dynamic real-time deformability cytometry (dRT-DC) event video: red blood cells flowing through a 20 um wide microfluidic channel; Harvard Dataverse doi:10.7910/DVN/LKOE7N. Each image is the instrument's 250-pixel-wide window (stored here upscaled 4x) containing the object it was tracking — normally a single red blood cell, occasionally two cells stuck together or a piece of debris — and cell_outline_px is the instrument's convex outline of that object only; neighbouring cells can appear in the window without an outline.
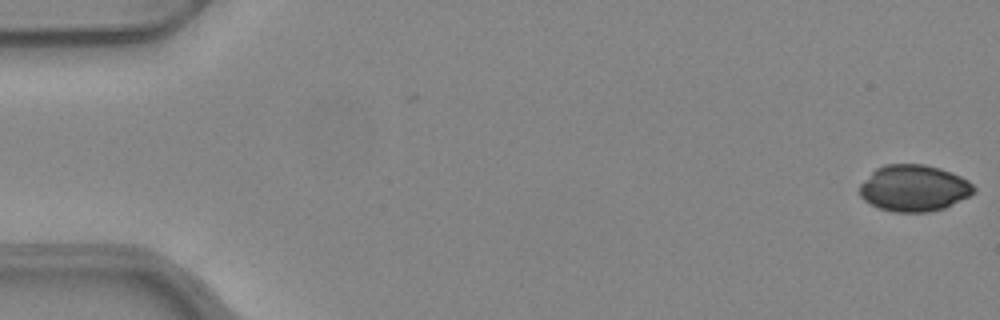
{"species": "common noctule bat (a hibernating species)", "species_latin": "Nyctalus noctula", "temperature_condition": "warm", "stored_images_in_passage": 5, "camera_frame_rate_fps": 3000, "um_per_image_px": 0.085, "animal": {"sex": "female", "body_mass_g": 24.6, "forearm_length_mm": 56.2}, "frame": {"image": 1, "passage_image": 5, "time_ms": 1.333, "image_size_px": [1000, 320], "cell_outline_px": [[976, 192], [944, 208], [928, 212], [896, 212], [880, 208], [864, 200], [860, 196], [860, 184], [876, 168], [884, 164], [924, 164], [940, 168], [952, 172], [968, 180], [976, 188]], "centroid_in_image_um": [77.69, 15.98], "position_along_channel_um": 7.3, "area_um2": 30.87}}